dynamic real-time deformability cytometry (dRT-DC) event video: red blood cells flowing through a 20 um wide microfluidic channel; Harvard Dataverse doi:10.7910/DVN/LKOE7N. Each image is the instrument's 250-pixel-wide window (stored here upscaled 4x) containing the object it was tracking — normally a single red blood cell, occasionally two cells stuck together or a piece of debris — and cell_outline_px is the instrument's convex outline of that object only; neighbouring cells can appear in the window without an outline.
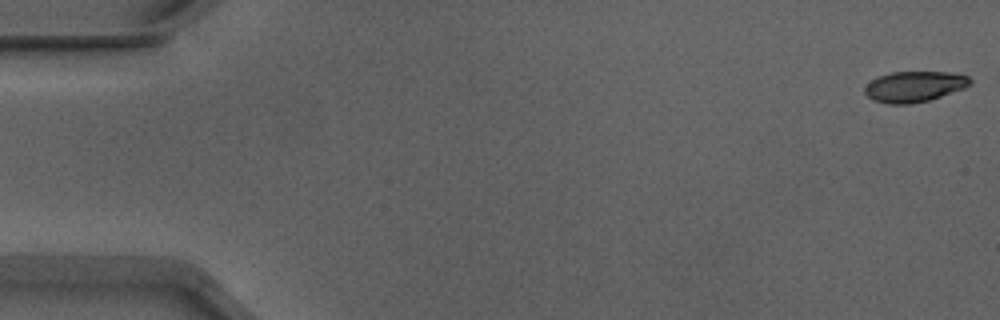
{"species": "Egyptian fruit bat (a non-hibernating species)", "species_latin": "Rousettus aegyptiacus", "temperature_condition": "warm", "stored_images_in_passage": 53, "camera_frame_rate_fps": 3000, "um_per_image_px": 0.085, "animal": {"sex": "male"}, "frame": {"image": 1, "passage_image": 1, "time_ms": 0.0, "image_size_px": [1000, 320], "cell_outline_px": [[972, 84], [964, 88], [928, 100], [912, 104], [888, 104], [872, 100], [864, 92], [864, 88], [872, 80], [880, 76], [892, 72], [948, 72], [968, 76], [972, 80]], "centroid_in_image_um": [77.72, 7.36], "position_along_channel_um": 7.3, "area_um2": 18.73}}
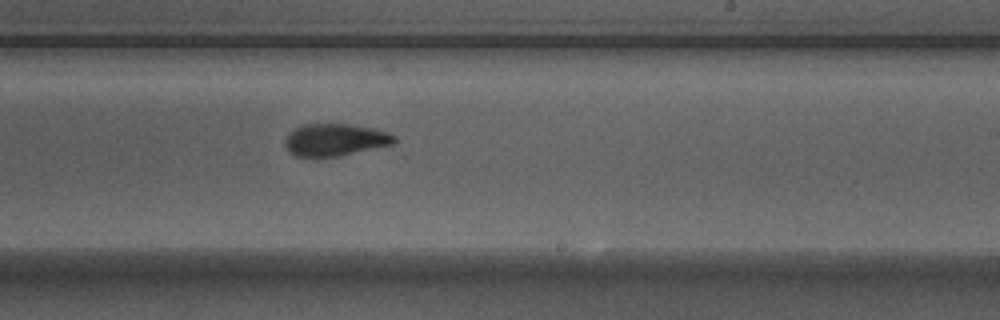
{"frame": {"image": 2, "passage_image": 32, "time_ms": 10.333, "image_size_px": [1000, 320], "cell_outline_px": [[396, 140], [392, 144], [336, 156], [296, 156], [284, 144], [284, 140], [288, 132], [300, 124], [348, 124], [372, 128], [388, 132], [396, 136]], "centroid_in_image_um": [28.45, 11.86], "position_along_channel_um": 260.6, "area_um2": 20.23}}
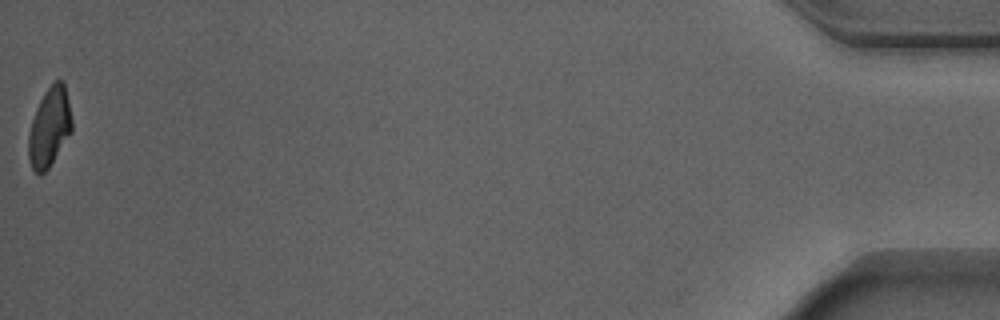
{"frame": {"image": 3, "passage_image": 53, "time_ms": 17.333, "image_size_px": [1000, 320], "cell_outline_px": [[72, 132], [48, 168], [40, 176], [32, 168], [28, 156], [28, 132], [36, 108], [44, 92], [56, 80], [64, 80], [72, 120]], "centroid_in_image_um": [4.2, 10.81], "position_along_channel_um": 431.0, "area_um2": 20.0}, "authors_computed_cell_mechanics": {"area_um2": 20.6346, "velocity_mm_per_s": 3.9001, "shape_relaxation_time_tau1_ms": 3.3343, "shape_relaxation_time_tau2_ms": 1.7571, "deformation_change_tau1": 0.1755, "deformation_change_tau2": 0.0807}}